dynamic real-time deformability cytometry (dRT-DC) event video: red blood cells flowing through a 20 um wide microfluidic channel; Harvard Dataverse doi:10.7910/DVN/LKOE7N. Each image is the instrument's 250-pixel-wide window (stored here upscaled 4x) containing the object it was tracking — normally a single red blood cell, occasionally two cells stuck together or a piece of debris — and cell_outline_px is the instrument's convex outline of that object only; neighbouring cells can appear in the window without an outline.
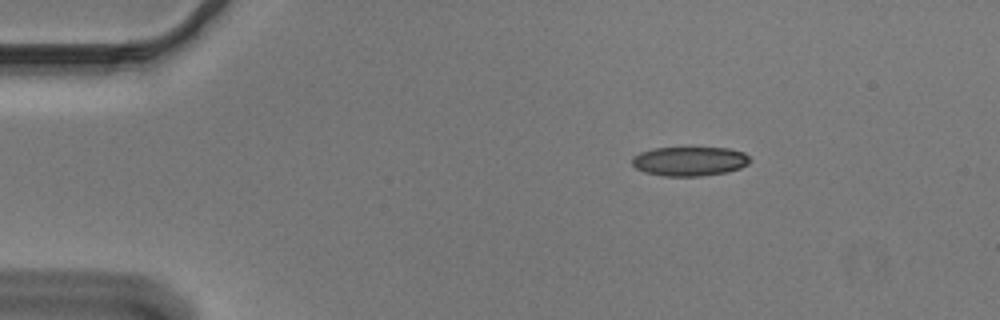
{"species": "Egyptian fruit bat (a non-hibernating species)", "species_latin": "Rousettus aegyptiacus", "temperature_condition": "cold", "stored_images_in_passage": 47, "camera_frame_rate_fps": 3000, "um_per_image_px": 0.085, "animal": {"sex": "male"}, "frame": {"image": 1, "passage_image": 1, "time_ms": 0.0, "image_size_px": [1000, 320], "cell_outline_px": [[752, 160], [748, 164], [740, 168], [728, 172], [700, 176], [664, 176], [644, 172], [636, 168], [632, 164], [632, 156], [640, 152], [656, 148], [728, 148], [744, 152]], "centroid_in_image_um": [58.62, 13.71], "position_along_channel_um": 26.4, "area_um2": 20.17}}
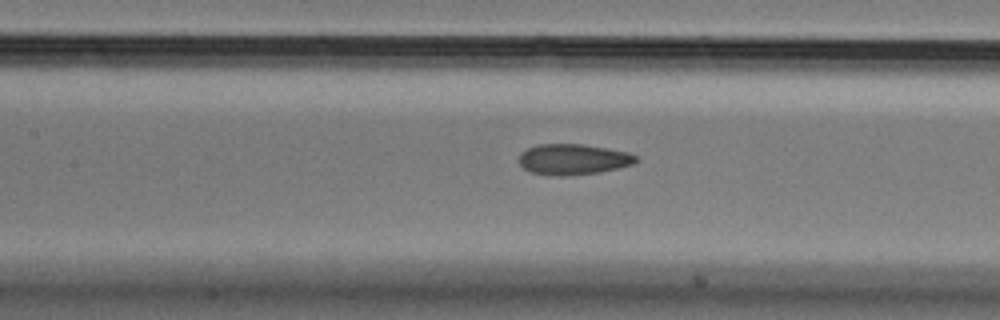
{"frame": {"image": 2, "passage_image": 17, "time_ms": 5.333, "image_size_px": [1000, 320], "cell_outline_px": [[640, 160], [636, 164], [600, 172], [568, 176], [552, 176], [532, 172], [524, 168], [520, 164], [520, 152], [528, 148], [540, 144], [584, 144], [628, 152], [636, 156]], "centroid_in_image_um": [48.76, 13.55], "position_along_channel_um": 158.6, "area_um2": 21.1}}
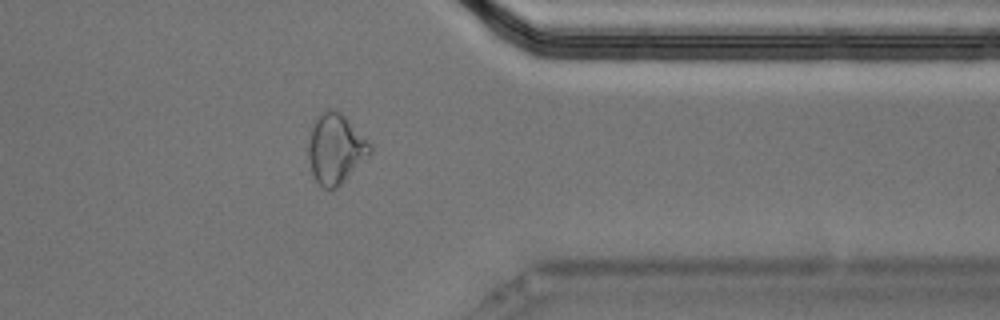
{"frame": {"image": 3, "passage_image": 36, "time_ms": 11.667, "image_size_px": [1000, 320], "cell_outline_px": [[372, 152], [336, 188], [324, 188], [316, 180], [312, 172], [308, 156], [308, 144], [312, 128], [316, 116], [328, 108], [336, 108], [372, 144]], "centroid_in_image_um": [28.52, 12.61], "position_along_channel_um": 382.9, "area_um2": 24.8}, "authors_computed_cell_mechanics": {"area_um2": 21.5016, "velocity_mm_per_s": 3.681, "shape_relaxation_time_tau1_ms": 10.2056, "shape_relaxation_time_tau2_ms": 2.3054, "deformation_change_tau1": 0.2009, "deformation_change_tau2": 0.0786}}